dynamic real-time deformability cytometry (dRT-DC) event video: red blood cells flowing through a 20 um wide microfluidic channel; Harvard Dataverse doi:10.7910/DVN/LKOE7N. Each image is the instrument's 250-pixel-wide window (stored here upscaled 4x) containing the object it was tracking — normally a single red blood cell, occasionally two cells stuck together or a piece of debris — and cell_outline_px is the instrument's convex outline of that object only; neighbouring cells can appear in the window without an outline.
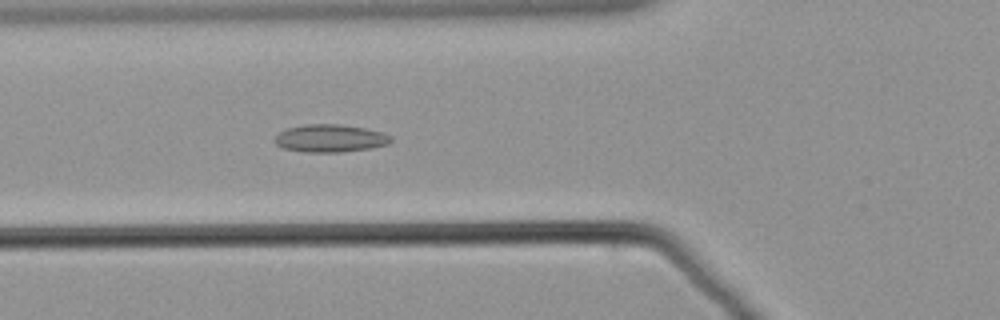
{"species": "common noctule bat (a hibernating species)", "species_latin": "Nyctalus noctula", "temperature_condition": "warm", "stored_images_in_passage": 35, "camera_frame_rate_fps": 3000, "um_per_image_px": 0.085, "animal": {"sex": "male", "body_mass_g": 21.5, "forearm_length_mm": 52.0}, "frame": {"image": 1, "passage_image": 6, "time_ms": 1.667, "image_size_px": [1000, 320], "cell_outline_px": [[392, 140], [388, 144], [372, 148], [340, 152], [304, 152], [284, 148], [276, 144], [276, 136], [280, 132], [288, 128], [304, 124], [340, 124], [364, 128], [380, 132], [392, 136]], "centroid_in_image_um": [28.08, 11.76], "position_along_channel_um": 97.7, "area_um2": 18.61}}